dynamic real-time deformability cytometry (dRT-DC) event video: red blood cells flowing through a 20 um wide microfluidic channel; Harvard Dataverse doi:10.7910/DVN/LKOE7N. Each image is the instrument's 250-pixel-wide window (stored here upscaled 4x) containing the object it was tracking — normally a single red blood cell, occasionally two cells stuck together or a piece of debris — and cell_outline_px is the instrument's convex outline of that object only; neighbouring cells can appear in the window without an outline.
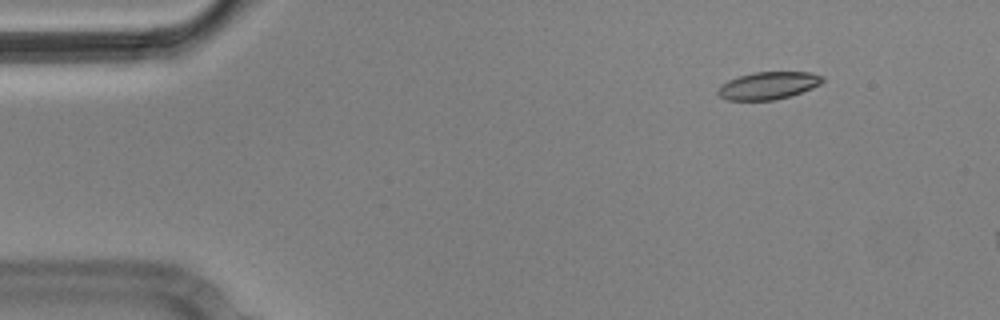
{"species": "Egyptian fruit bat (a non-hibernating species)", "species_latin": "Rousettus aegyptiacus", "temperature_condition": "cold", "stored_images_in_passage": 5, "camera_frame_rate_fps": 3000, "um_per_image_px": 0.085, "animal": {"sex": "male"}, "frame": {"image": 1, "passage_image": 2, "time_ms": 0.333, "image_size_px": [1000, 320], "cell_outline_px": [[824, 80], [820, 84], [812, 88], [776, 100], [728, 100], [720, 96], [716, 92], [720, 84], [728, 80], [740, 76], [756, 72], [812, 72], [824, 76]], "centroid_in_image_um": [65.3, 7.27], "position_along_channel_um": 19.7, "area_um2": 16.7}}
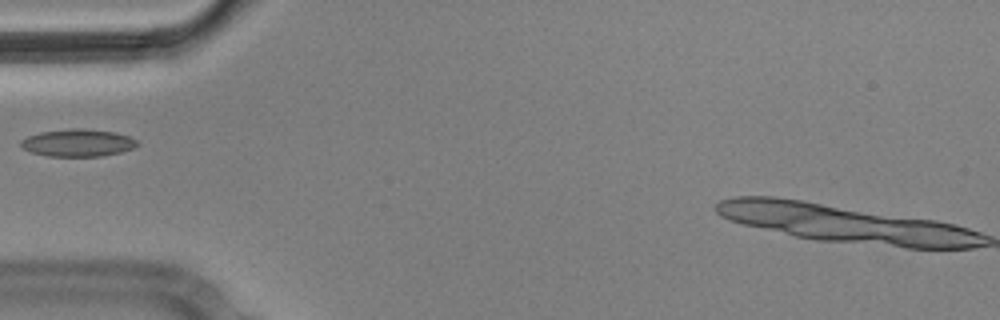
{"frame": {"image": 2, "passage_image": 5, "time_ms": 1.333, "image_size_px": [1000, 320], "cell_outline_px": [[140, 144], [132, 148], [120, 152], [100, 156], [48, 156], [32, 152], [24, 148], [20, 144], [20, 140], [28, 136], [40, 132], [72, 128], [84, 128], [112, 132], [128, 136], [136, 140]], "centroid_in_image_um": [6.6, 12.13], "position_along_channel_um": 78.4, "area_um2": 18.38}}